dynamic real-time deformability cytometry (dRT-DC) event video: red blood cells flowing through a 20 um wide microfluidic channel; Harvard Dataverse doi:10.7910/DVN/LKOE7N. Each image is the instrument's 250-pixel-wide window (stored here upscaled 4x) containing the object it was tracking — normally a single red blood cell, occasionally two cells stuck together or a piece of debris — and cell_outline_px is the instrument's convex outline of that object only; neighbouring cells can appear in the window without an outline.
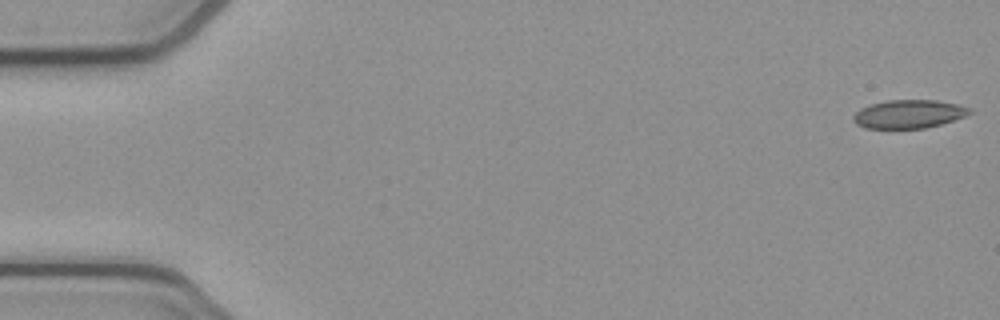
{"species": "common noctule bat (a hibernating species)", "species_latin": "Nyctalus noctula", "temperature_condition": "cold", "stored_images_in_passage": 16, "camera_frame_rate_fps": 3000, "um_per_image_px": 0.085, "animal": {"sex": "female", "body_mass_g": 21.9}, "frame": {"image": 1, "passage_image": 1, "time_ms": 0.0, "image_size_px": [1000, 320], "cell_outline_px": [[972, 112], [964, 116], [940, 124], [924, 128], [864, 128], [856, 124], [852, 120], [852, 116], [860, 108], [872, 104], [888, 100], [936, 100], [956, 104], [972, 108]], "centroid_in_image_um": [77.21, 9.69], "position_along_channel_um": 7.8, "area_um2": 19.13}}
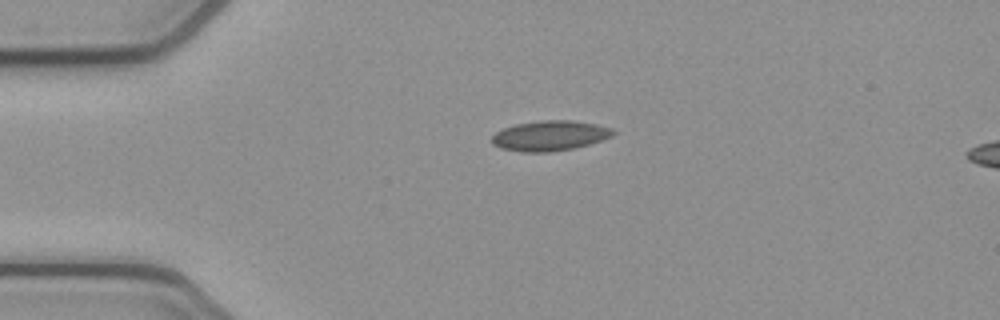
{"frame": {"image": 2, "passage_image": 12, "time_ms": 3.667, "image_size_px": [1000, 320], "cell_outline_px": [[616, 132], [612, 136], [588, 144], [572, 148], [548, 152], [524, 152], [504, 148], [492, 144], [492, 136], [496, 132], [504, 128], [516, 124], [540, 120], [572, 120], [596, 124], [612, 128]], "centroid_in_image_um": [46.75, 11.52], "position_along_channel_um": 38.3, "area_um2": 21.04}}